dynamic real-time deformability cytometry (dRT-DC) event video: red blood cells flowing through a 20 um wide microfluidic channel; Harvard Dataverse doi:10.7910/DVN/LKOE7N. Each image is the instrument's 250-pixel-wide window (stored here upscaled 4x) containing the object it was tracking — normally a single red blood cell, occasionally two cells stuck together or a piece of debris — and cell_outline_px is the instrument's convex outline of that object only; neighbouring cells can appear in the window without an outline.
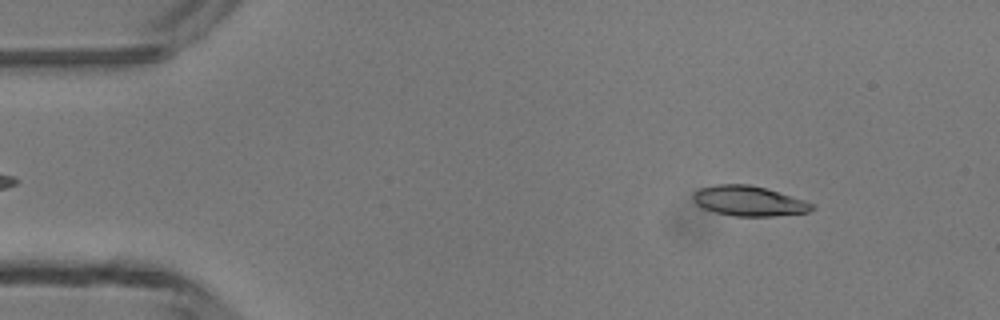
{"species": "common noctule bat (a hibernating species)", "species_latin": "Nyctalus noctula", "temperature_condition": "room temperature", "stored_images_in_passage": 3, "camera_frame_rate_fps": 3000, "um_per_image_px": 0.085, "animal": {"sex": "male", "body_mass_g": 13.3}, "frame": {"image": 1, "passage_image": 1, "time_ms": 0.0, "image_size_px": [1000, 320], "cell_outline_px": [[816, 208], [808, 212], [776, 216], [736, 216], [716, 212], [704, 208], [696, 204], [692, 200], [692, 192], [700, 188], [716, 184], [748, 184], [764, 188], [804, 200], [816, 204]], "centroid_in_image_um": [63.65, 17.08], "position_along_channel_um": 21.4, "area_um2": 20.81}}